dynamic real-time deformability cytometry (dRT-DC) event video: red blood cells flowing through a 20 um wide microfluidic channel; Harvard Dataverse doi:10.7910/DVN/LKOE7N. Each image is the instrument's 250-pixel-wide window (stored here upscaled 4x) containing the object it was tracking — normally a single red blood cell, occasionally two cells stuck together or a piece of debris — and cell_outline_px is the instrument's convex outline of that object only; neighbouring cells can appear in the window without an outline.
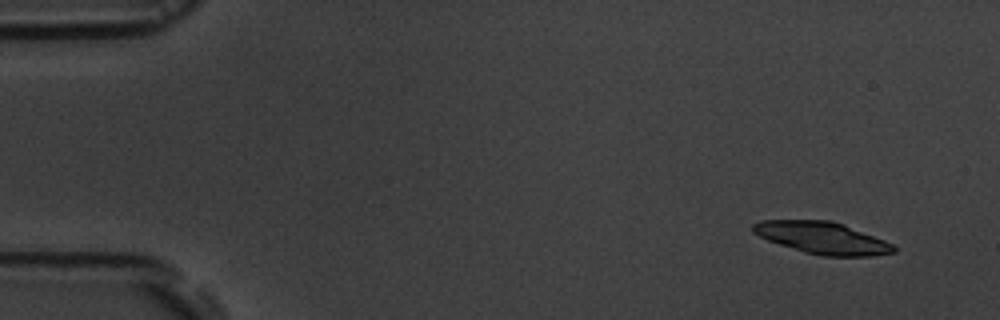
{"species": "common noctule bat (a hibernating species)", "species_latin": "Nyctalus noctula", "temperature_condition": "room temperature", "stored_images_in_passage": 12, "camera_frame_rate_fps": 3000, "um_per_image_px": 0.085, "animal": {"sex": "male", "body_mass_g": 19.5, "forearm_length_mm": 54.6}, "frame": {"image": 1, "passage_image": 1, "time_ms": 0.0, "image_size_px": [1000, 320], "cell_outline_px": [[896, 252], [872, 256], [820, 256], [804, 252], [768, 240], [752, 232], [752, 224], [760, 220], [832, 220], [844, 224], [884, 240], [892, 244], [896, 248]], "centroid_in_image_um": [69.9, 20.22], "position_along_channel_um": 15.1, "area_um2": 26.18}}